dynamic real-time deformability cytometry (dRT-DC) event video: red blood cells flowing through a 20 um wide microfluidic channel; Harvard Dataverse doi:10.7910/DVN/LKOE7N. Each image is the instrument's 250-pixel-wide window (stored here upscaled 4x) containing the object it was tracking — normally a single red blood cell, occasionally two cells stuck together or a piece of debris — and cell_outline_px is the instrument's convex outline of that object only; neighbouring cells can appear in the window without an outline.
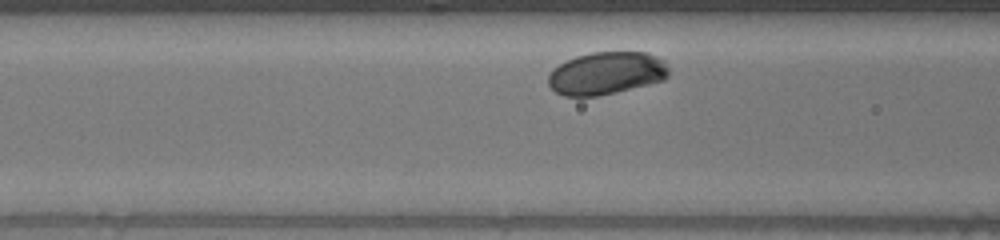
{"species": "human", "species_latin": "Homo sapiens", "temperature_condition": "warm", "stored_images_in_passage": 27, "camera_frame_rate_fps": 3000, "um_per_image_px": 0.085, "donor": {"sex": "male"}, "frame": {"image": 1, "passage_image": 5, "time_ms": 1.333, "image_size_px": [1000, 240], "cell_outline_px": [[668, 76], [664, 80], [616, 92], [596, 96], [564, 96], [556, 92], [548, 84], [548, 76], [552, 68], [576, 56], [592, 52], [648, 52], [664, 60], [668, 64]], "centroid_in_image_um": [51.55, 6.22], "position_along_channel_um": 115.1, "area_um2": 30.0}}
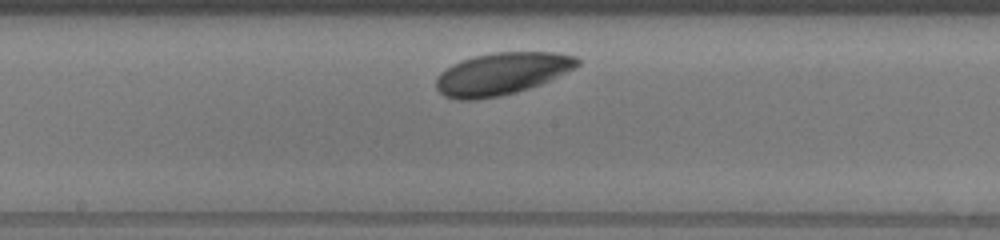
{"frame": {"image": 2, "passage_image": 13, "time_ms": 4.0, "image_size_px": [1000, 240], "cell_outline_px": [[580, 64], [576, 68], [540, 84], [516, 92], [500, 96], [476, 100], [456, 100], [444, 96], [436, 88], [436, 76], [440, 72], [452, 64], [460, 60], [492, 52], [556, 52], [576, 56], [580, 60]], "centroid_in_image_um": [42.63, 6.26], "position_along_channel_um": 205.6, "area_um2": 34.97}}
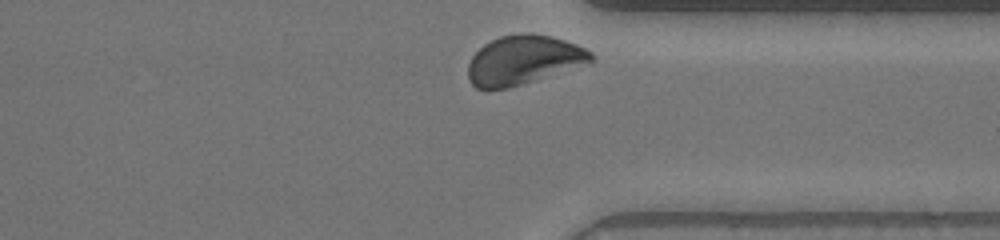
{"frame": {"image": 3, "passage_image": 27, "time_ms": 8.667, "image_size_px": [1000, 240], "cell_outline_px": [[596, 60], [508, 88], [488, 92], [476, 88], [468, 80], [468, 64], [472, 56], [484, 44], [500, 36], [524, 32], [552, 36], [576, 44], [592, 52], [596, 56]], "centroid_in_image_um": [44.45, 5.11], "position_along_channel_um": 367.0, "area_um2": 35.2}}